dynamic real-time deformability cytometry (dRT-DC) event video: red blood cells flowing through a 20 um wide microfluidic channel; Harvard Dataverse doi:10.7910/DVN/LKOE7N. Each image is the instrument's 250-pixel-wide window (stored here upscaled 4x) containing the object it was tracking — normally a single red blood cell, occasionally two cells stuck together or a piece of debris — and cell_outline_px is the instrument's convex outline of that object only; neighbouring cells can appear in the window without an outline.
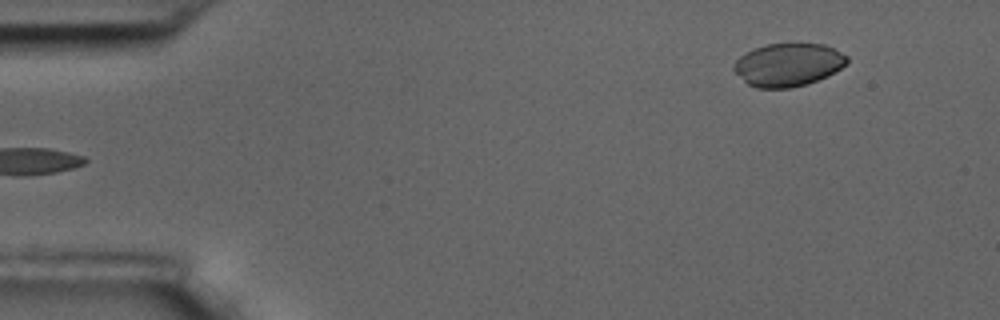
{"species": "common noctule bat (a hibernating species)", "species_latin": "Nyctalus noctula", "temperature_condition": "room temperature", "stored_images_in_passage": 53, "camera_frame_rate_fps": 3000, "um_per_image_px": 0.085, "animal": {"sex": "male", "body_mass_g": 17.5, "forearm_length_mm": 52.3}, "frame": {"image": 1, "passage_image": 1, "time_ms": 0.0, "image_size_px": [1000, 320], "cell_outline_px": [[848, 60], [840, 68], [828, 76], [808, 84], [792, 88], [756, 88], [748, 84], [732, 68], [732, 64], [740, 56], [764, 44], [824, 44], [848, 56]], "centroid_in_image_um": [66.98, 5.52], "position_along_channel_um": 18.0, "area_um2": 28.21}}
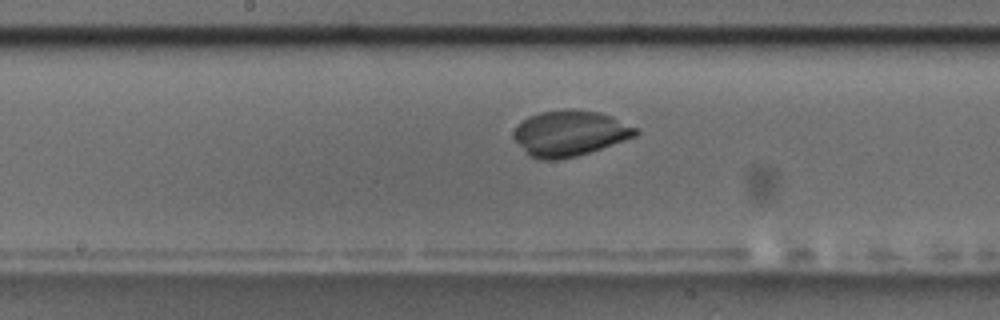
{"frame": {"image": 2, "passage_image": 25, "time_ms": 8.0, "image_size_px": [1000, 320], "cell_outline_px": [[640, 132], [636, 136], [576, 156], [556, 160], [540, 160], [532, 156], [512, 136], [512, 132], [516, 124], [528, 116], [540, 112], [568, 108], [600, 112], [612, 116], [636, 128]], "centroid_in_image_um": [48.41, 11.3], "position_along_channel_um": 199.8, "area_um2": 32.25}}
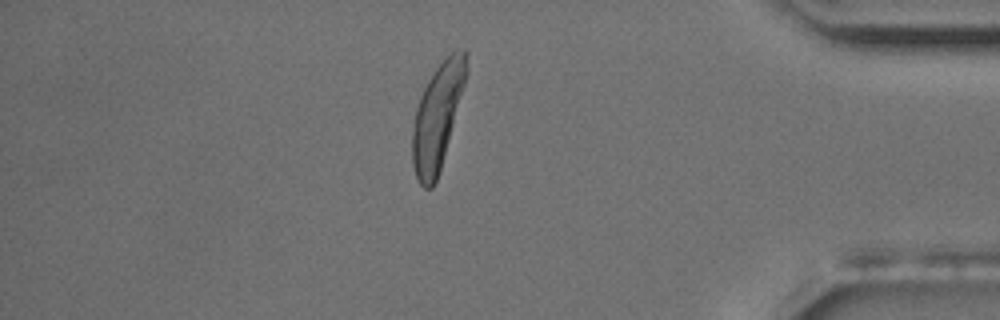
{"frame": {"image": 3, "passage_image": 45, "time_ms": 14.667, "image_size_px": [1000, 320], "cell_outline_px": [[468, 72], [440, 168], [436, 180], [432, 188], [424, 188], [420, 184], [416, 176], [412, 164], [412, 132], [416, 108], [420, 96], [428, 80], [436, 68], [452, 52], [464, 48], [468, 52]], "centroid_in_image_um": [37.18, 9.87], "position_along_channel_um": 398.0, "area_um2": 32.48}}